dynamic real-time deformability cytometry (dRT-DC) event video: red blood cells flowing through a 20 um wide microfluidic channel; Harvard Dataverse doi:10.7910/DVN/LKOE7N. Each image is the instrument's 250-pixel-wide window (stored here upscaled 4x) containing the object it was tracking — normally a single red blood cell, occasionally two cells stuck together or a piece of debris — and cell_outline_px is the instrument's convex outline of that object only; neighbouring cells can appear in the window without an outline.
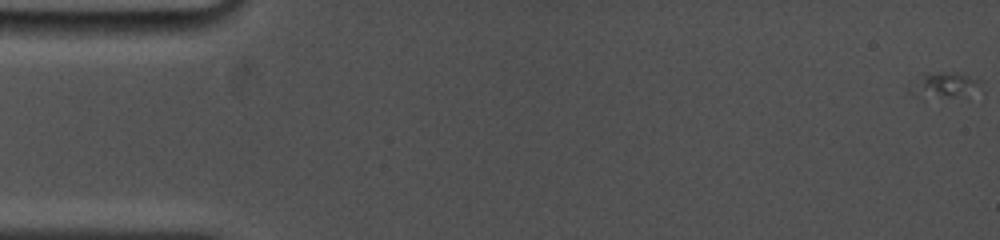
{"species": "common noctule bat (a hibernating species)", "species_latin": "Nyctalus noctula", "temperature_condition": "cold", "stored_images_in_passage": 14, "camera_frame_rate_fps": 5000, "um_per_image_px": 0.085, "animal": {"sex": "female", "body_mass_g": 19.0, "forearm_length_mm": 53.3}, "frame": {"image": 1, "passage_image": 1, "time_ms": 0.0, "image_size_px": [1000, 240], "cell_outline_px": [[984, 96], [924, 100], [908, 92], [908, 88], [924, 72], [956, 72], [980, 80], [984, 92]], "centroid_in_image_um": [80.39, 7.33], "position_along_channel_um": 4.6, "area_um2": 12.02}}